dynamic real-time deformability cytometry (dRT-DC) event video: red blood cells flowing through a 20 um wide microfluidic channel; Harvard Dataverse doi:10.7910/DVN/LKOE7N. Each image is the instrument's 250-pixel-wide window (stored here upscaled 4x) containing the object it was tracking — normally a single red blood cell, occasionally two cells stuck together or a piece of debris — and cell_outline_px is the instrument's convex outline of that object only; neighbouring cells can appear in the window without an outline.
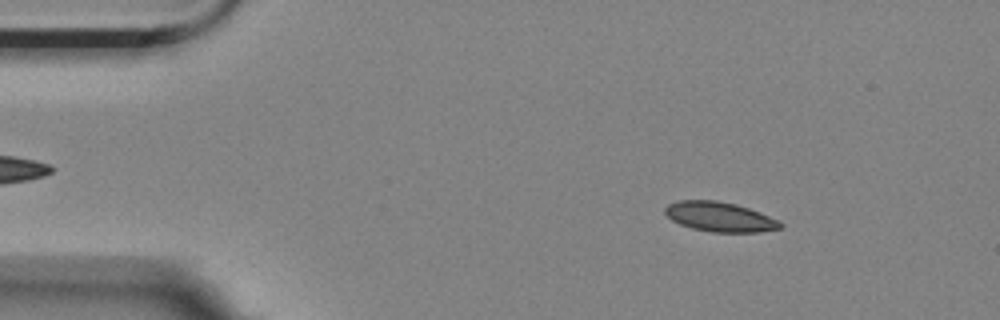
{"species": "Egyptian fruit bat (a non-hibernating species)", "species_latin": "Rousettus aegyptiacus", "temperature_condition": "room temperature", "stored_images_in_passage": 56, "camera_frame_rate_fps": 3000, "um_per_image_px": 0.085, "animal": {"sex": "female"}, "frame": {"image": 1, "passage_image": 7, "time_ms": 2.0, "image_size_px": [1000, 320], "cell_outline_px": [[784, 224], [780, 228], [760, 232], [712, 232], [692, 228], [680, 224], [672, 220], [664, 212], [664, 208], [668, 204], [676, 200], [716, 200], [736, 204], [760, 212], [780, 220]], "centroid_in_image_um": [61.19, 18.42], "position_along_channel_um": 23.8, "area_um2": 20.06}}
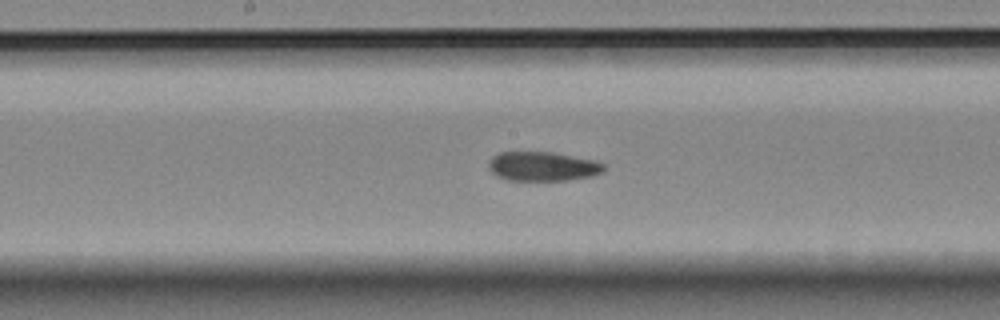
{"frame": {"image": 2, "passage_image": 28, "time_ms": 9.0, "image_size_px": [1000, 320], "cell_outline_px": [[604, 172], [592, 176], [568, 180], [508, 180], [492, 172], [488, 168], [488, 164], [492, 156], [500, 152], [552, 152], [596, 160], [604, 164]], "centroid_in_image_um": [46.15, 14.13], "position_along_channel_um": 202.0, "area_um2": 19.65}}
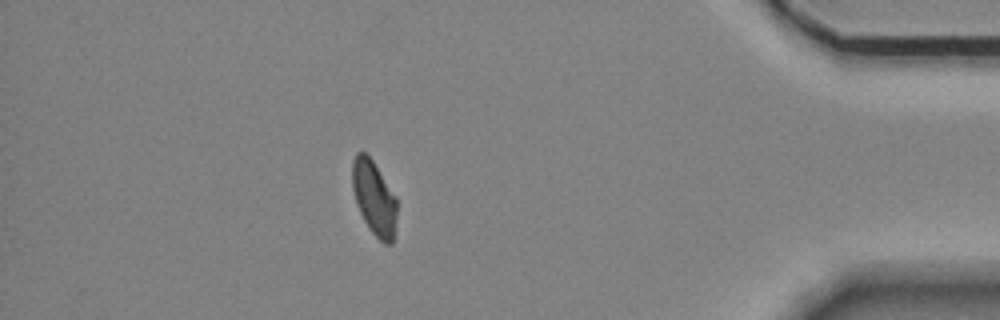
{"frame": {"image": 3, "passage_image": 49, "time_ms": 16.0, "image_size_px": [1000, 320], "cell_outline_px": [[396, 216], [392, 244], [384, 244], [372, 232], [364, 220], [356, 204], [352, 188], [352, 160], [356, 152], [364, 152], [372, 160], [396, 196]], "centroid_in_image_um": [31.78, 16.81], "position_along_channel_um": 403.4, "area_um2": 19.19}, "authors_computed_cell_mechanics": {"area_um2": 20.0566, "velocity_mm_per_s": 3.4989, "shape_relaxation_time_tau1_ms": null, "shape_relaxation_time_tau2_ms": 6.5612, "deformation_change_tau1": null, "deformation_change_tau2": 0.0803}}